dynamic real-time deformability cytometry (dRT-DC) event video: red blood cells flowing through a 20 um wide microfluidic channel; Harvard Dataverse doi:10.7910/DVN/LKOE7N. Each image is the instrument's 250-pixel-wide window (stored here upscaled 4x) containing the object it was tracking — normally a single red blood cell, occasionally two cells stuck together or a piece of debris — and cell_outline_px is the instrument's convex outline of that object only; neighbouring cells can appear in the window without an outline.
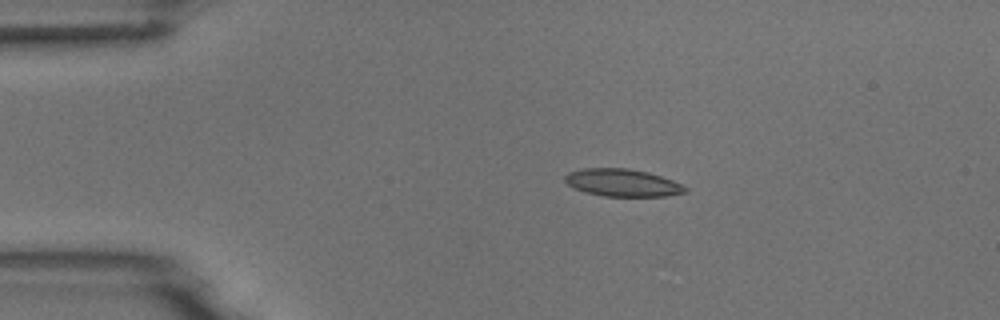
{"species": "common noctule bat (a hibernating species)", "species_latin": "Nyctalus noctula", "temperature_condition": "room temperature", "stored_images_in_passage": 5, "camera_frame_rate_fps": 3000, "um_per_image_px": 0.085, "animal": {"sex": "male", "body_mass_g": 18.8}, "frame": {"image": 1, "passage_image": 3, "time_ms": 3.333, "image_size_px": [1000, 320], "cell_outline_px": [[688, 192], [664, 196], [604, 196], [584, 192], [572, 188], [564, 180], [564, 176], [568, 172], [584, 168], [628, 168], [648, 172], [672, 180], [688, 188]], "centroid_in_image_um": [52.88, 15.53], "position_along_channel_um": 32.1, "area_um2": 19.31}}
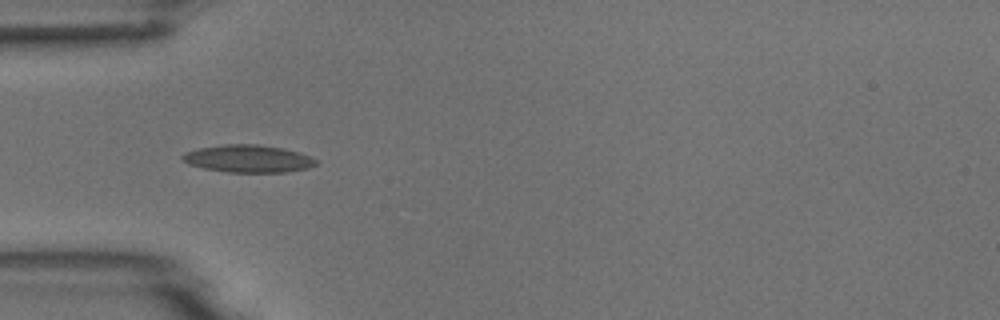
{"frame": {"image": 2, "passage_image": 5, "time_ms": 5.333, "image_size_px": [1000, 320], "cell_outline_px": [[316, 164], [308, 168], [284, 172], [228, 172], [204, 168], [188, 164], [180, 160], [180, 156], [184, 152], [200, 148], [224, 144], [256, 144], [284, 148], [300, 152], [316, 160]], "centroid_in_image_um": [21.05, 13.48], "position_along_channel_um": 64.0, "area_um2": 21.39}}